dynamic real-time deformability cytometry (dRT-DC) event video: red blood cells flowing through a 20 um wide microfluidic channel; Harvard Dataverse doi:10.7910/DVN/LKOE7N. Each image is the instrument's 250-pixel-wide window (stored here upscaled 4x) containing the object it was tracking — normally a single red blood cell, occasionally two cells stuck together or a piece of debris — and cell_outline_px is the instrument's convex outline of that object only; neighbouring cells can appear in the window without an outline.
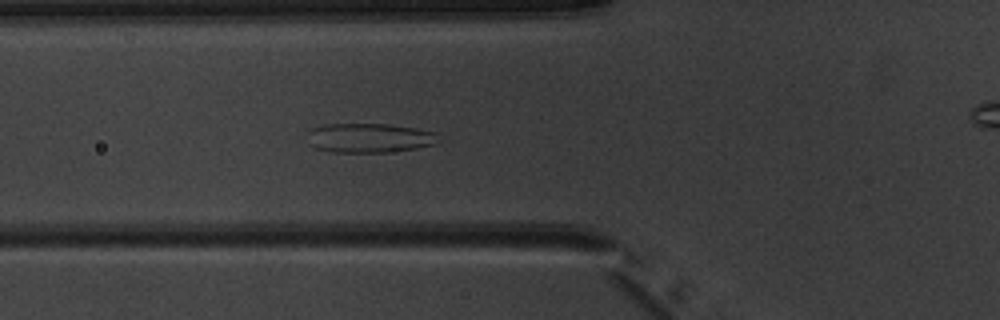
{"species": "common noctule bat (a hibernating species)", "species_latin": "Nyctalus noctula", "temperature_condition": "warm", "stored_images_in_passage": 5, "camera_frame_rate_fps": 3000, "um_per_image_px": 0.085, "animal": {"sex": "male", "body_mass_g": 20.1, "forearm_length_mm": 53.5}, "frame": {"image": 1, "passage_image": 4, "time_ms": 4.333, "image_size_px": [1000, 320], "cell_outline_px": [[436, 144], [416, 148], [388, 152], [332, 152], [312, 148], [308, 132], [312, 128], [324, 124], [388, 124], [416, 128], [436, 132]], "centroid_in_image_um": [31.37, 11.72], "position_along_channel_um": 94.4, "area_um2": 22.37}}